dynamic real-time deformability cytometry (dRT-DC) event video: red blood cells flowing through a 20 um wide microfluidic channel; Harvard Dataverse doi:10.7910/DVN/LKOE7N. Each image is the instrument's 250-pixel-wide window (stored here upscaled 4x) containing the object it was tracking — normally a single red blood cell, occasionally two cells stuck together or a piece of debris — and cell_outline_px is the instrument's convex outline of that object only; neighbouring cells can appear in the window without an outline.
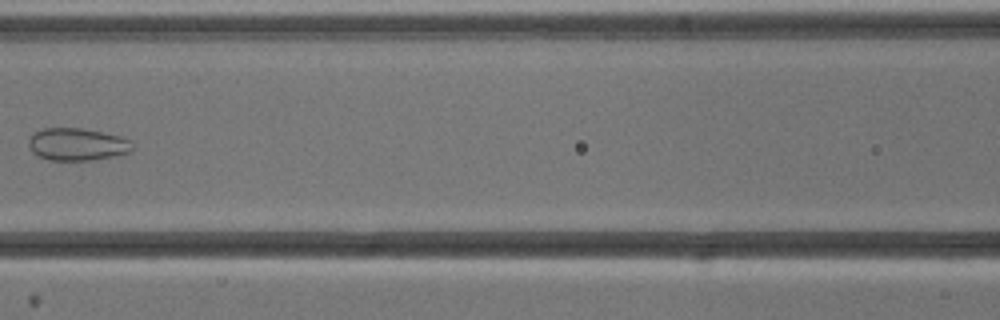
{"species": "common noctule bat (a hibernating species)", "species_latin": "Nyctalus noctula", "temperature_condition": "cold", "stored_images_in_passage": 8, "camera_frame_rate_fps": 3000, "um_per_image_px": 0.085, "animal": {"sex": "male", "body_mass_g": 13.3}, "frame": {"image": 1, "passage_image": 7, "time_ms": 7.667, "image_size_px": [1000, 320], "cell_outline_px": [[132, 152], [116, 156], [92, 160], [48, 160], [32, 152], [28, 144], [28, 140], [36, 132], [44, 128], [80, 128], [120, 136], [132, 140]], "centroid_in_image_um": [6.59, 12.28], "position_along_channel_um": 160.0, "area_um2": 19.59}}